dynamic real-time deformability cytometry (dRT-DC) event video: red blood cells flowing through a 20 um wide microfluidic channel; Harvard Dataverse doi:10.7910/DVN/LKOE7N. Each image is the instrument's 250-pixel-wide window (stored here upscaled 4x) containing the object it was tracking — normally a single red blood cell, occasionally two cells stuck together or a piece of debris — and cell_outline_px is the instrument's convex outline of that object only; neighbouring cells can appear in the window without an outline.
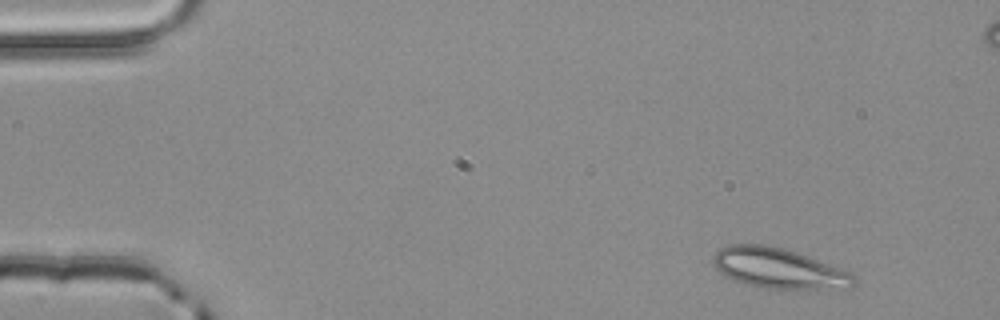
{"species": "common noctule bat (a hibernating species)", "species_latin": "Nyctalus noctula", "temperature_condition": "room temperature", "stored_images_in_passage": 4, "camera_frame_rate_fps": 3000, "um_per_image_px": 0.085, "animal": {"sex": "male", "body_mass_g": 20.4}, "frame": {"image": 1, "passage_image": 1, "time_ms": 0.0, "image_size_px": [1000, 320], "cell_outline_px": [[856, 280], [852, 288], [760, 288], [744, 284], [724, 276], [716, 268], [712, 260], [712, 256], [720, 248], [728, 244], [768, 244], [784, 248], [796, 252], [828, 264], [848, 272]], "centroid_in_image_um": [66.1, 22.79], "position_along_channel_um": 18.9, "area_um2": 32.77}}